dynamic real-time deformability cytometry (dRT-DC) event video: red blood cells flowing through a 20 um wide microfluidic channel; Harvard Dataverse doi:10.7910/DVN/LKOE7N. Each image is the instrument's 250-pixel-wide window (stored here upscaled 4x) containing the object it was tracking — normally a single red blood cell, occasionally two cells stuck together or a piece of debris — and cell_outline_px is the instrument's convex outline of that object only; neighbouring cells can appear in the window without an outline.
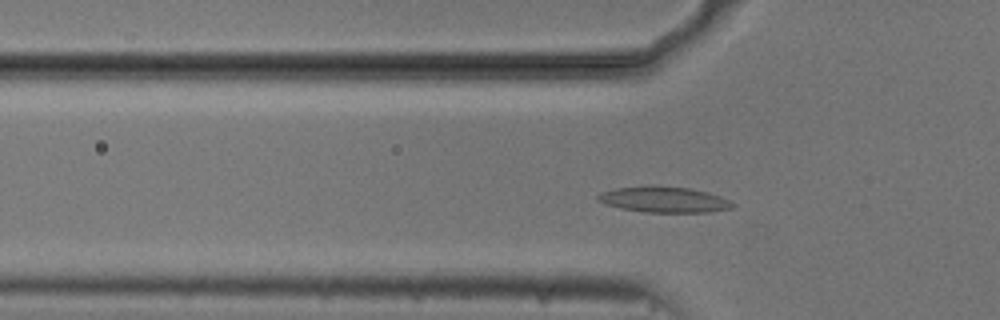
{"species": "common noctule bat (a hibernating species)", "species_latin": "Nyctalus noctula", "temperature_condition": "cold", "stored_images_in_passage": 51, "camera_frame_rate_fps": 3000, "um_per_image_px": 0.085, "animal": {"sex": "male", "body_mass_g": 20.5, "forearm_length_mm": 52.5}, "frame": {"image": 1, "passage_image": 14, "time_ms": 4.333, "image_size_px": [1000, 320], "cell_outline_px": [[736, 204], [732, 208], [708, 212], [644, 212], [620, 208], [604, 204], [596, 200], [596, 196], [600, 192], [616, 188], [652, 184], [656, 184], [688, 188], [708, 192], [720, 196]], "centroid_in_image_um": [56.39, 16.94], "position_along_channel_um": 69.4, "area_um2": 20.63}}
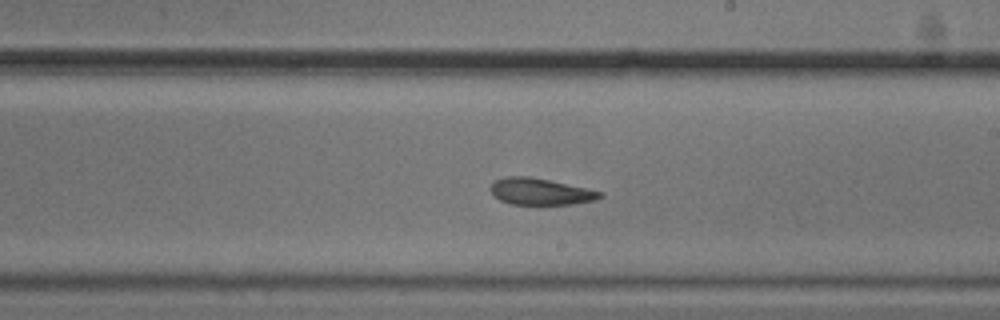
{"frame": {"image": 2, "passage_image": 28, "time_ms": 9.0, "image_size_px": [1000, 320], "cell_outline_px": [[604, 196], [596, 200], [576, 204], [540, 208], [536, 208], [512, 204], [500, 200], [488, 188], [492, 180], [504, 176], [528, 176], [588, 188], [604, 192]], "centroid_in_image_um": [45.95, 16.34], "position_along_channel_um": 243.1, "area_um2": 18.15}}
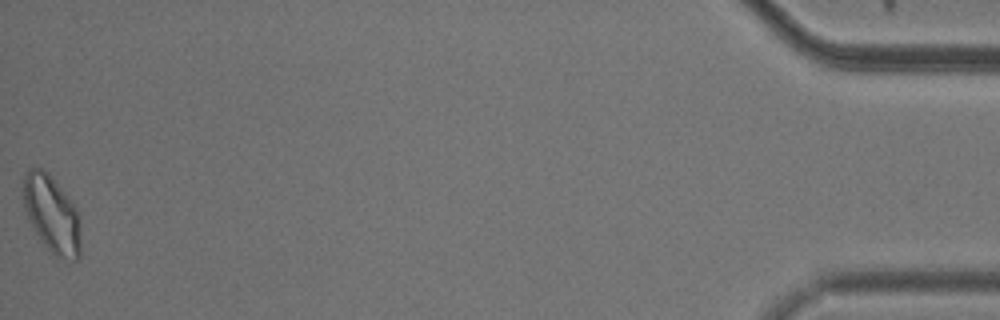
{"frame": {"image": 3, "passage_image": 51, "time_ms": 16.667, "image_size_px": [1000, 320], "cell_outline_px": [[80, 256], [76, 260], [72, 260], [56, 256], [44, 244], [36, 232], [24, 208], [24, 172], [28, 168], [44, 168], [48, 172], [80, 212]], "centroid_in_image_um": [4.43, 18.18], "position_along_channel_um": 430.8, "area_um2": 25.66}, "authors_computed_cell_mechanics": {"area_um2": 18.6694, "velocity_mm_per_s": 3.7054, "shape_relaxation_time_tau1_ms": 6.5211, "shape_relaxation_time_tau2_ms": 2.8135, "deformation_change_tau1": 0.1426, "deformation_change_tau2": 0.08}}